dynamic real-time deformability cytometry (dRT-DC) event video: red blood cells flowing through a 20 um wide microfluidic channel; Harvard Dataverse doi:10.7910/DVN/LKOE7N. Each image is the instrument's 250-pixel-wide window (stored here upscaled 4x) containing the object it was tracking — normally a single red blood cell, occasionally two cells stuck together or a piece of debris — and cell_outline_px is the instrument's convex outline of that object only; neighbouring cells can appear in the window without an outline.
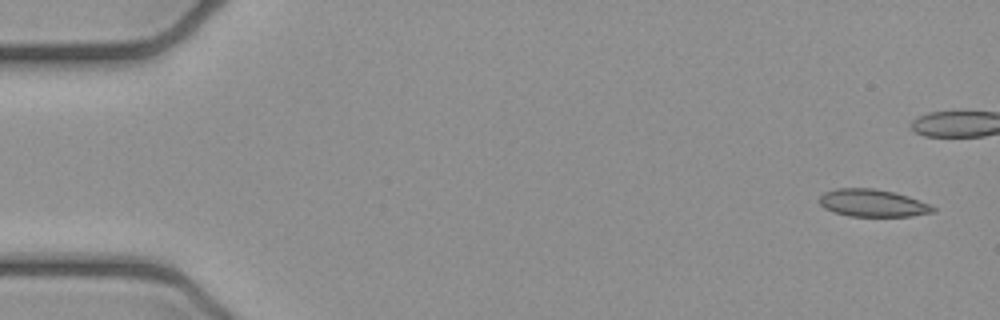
{"species": "common noctule bat (a hibernating species)", "species_latin": "Nyctalus noctula", "temperature_condition": "cold", "stored_images_in_passage": 4, "camera_frame_rate_fps": 3000, "um_per_image_px": 0.085, "animal": {"sex": "female", "body_mass_g": 21.9}, "frame": {"image": 1, "passage_image": 1, "time_ms": 0.0, "image_size_px": [1000, 320], "cell_outline_px": [[936, 212], [912, 216], [848, 216], [824, 208], [820, 204], [820, 196], [824, 192], [836, 188], [872, 188], [896, 192], [920, 200], [936, 208]], "centroid_in_image_um": [74.2, 17.25], "position_along_channel_um": 10.8, "area_um2": 18.21}}